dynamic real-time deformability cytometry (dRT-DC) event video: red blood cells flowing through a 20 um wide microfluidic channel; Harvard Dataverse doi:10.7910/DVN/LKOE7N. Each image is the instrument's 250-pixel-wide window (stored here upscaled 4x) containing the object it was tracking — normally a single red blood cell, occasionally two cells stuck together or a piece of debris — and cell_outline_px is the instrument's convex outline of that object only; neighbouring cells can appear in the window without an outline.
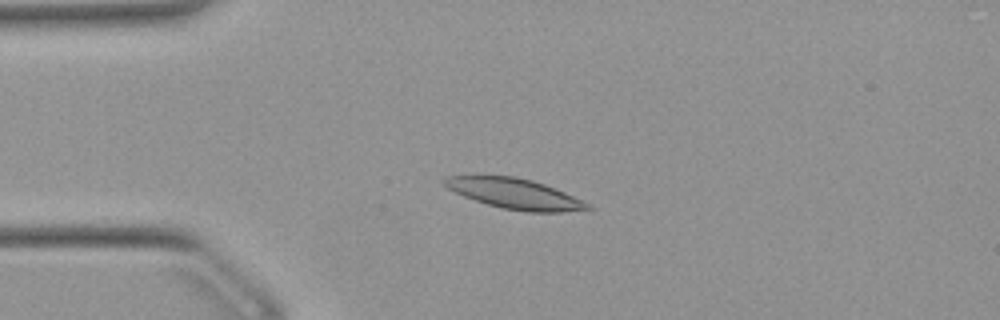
{"species": "Egyptian fruit bat (a non-hibernating species)", "species_latin": "Rousettus aegyptiacus", "temperature_condition": "warm", "stored_images_in_passage": 44, "camera_frame_rate_fps": 3000, "um_per_image_px": 0.085, "animal": {"sex": "female"}, "frame": {"image": 1, "passage_image": 11, "time_ms": 3.333, "image_size_px": [1000, 320], "cell_outline_px": [[592, 208], [560, 212], [528, 212], [500, 208], [464, 196], [448, 188], [440, 180], [448, 176], [516, 176], [532, 180], [544, 184], [564, 192], [592, 204]], "centroid_in_image_um": [43.76, 16.47], "position_along_channel_um": 41.2, "area_um2": 25.09}}
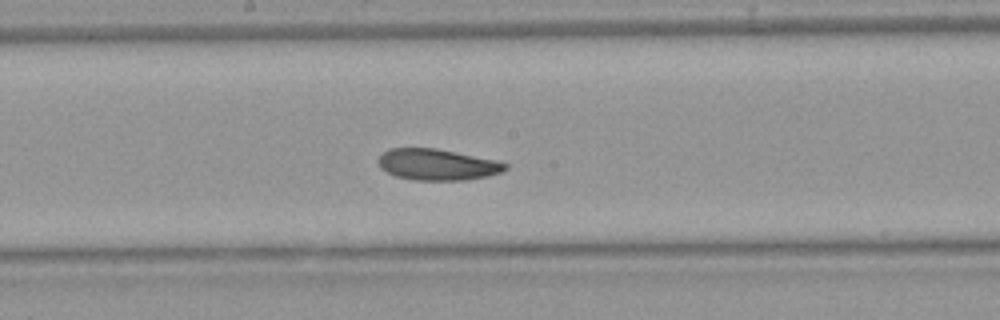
{"frame": {"image": 2, "passage_image": 26, "time_ms": 8.333, "image_size_px": [1000, 320], "cell_outline_px": [[508, 168], [500, 172], [488, 176], [464, 180], [412, 180], [396, 176], [380, 168], [376, 160], [388, 148], [436, 148], [496, 160], [508, 164]], "centroid_in_image_um": [37.14, 13.99], "position_along_channel_um": 211.1, "area_um2": 23.12}}
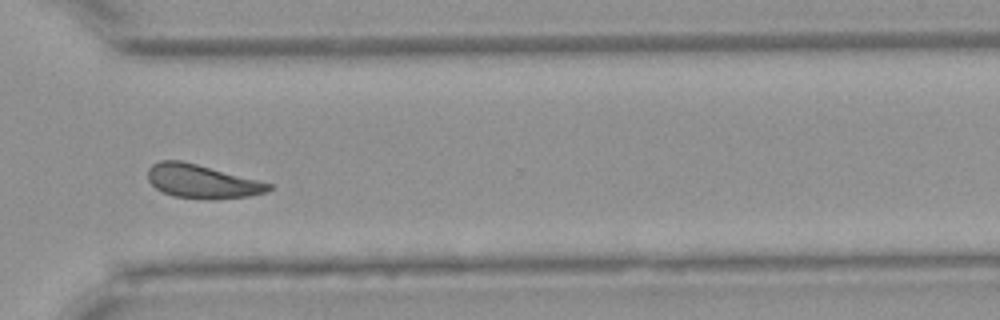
{"frame": {"image": 3, "passage_image": 37, "time_ms": 12.0, "image_size_px": [1000, 320], "cell_outline_px": [[272, 188], [268, 192], [248, 196], [212, 200], [208, 200], [172, 196], [156, 188], [148, 180], [148, 168], [152, 164], [160, 160], [180, 160], [196, 164], [272, 184]], "centroid_in_image_um": [17.15, 15.43], "position_along_channel_um": 353.5, "area_um2": 23.58}, "authors_computed_cell_mechanics": {"area_um2": 23.7847, "velocity_mm_per_s": 3.88, "shape_relaxation_time_tau1_ms": 4.5275, "shape_relaxation_time_tau2_ms": 4.8506, "deformation_change_tau1": 0.1231, "deformation_change_tau2": 0.1289}}